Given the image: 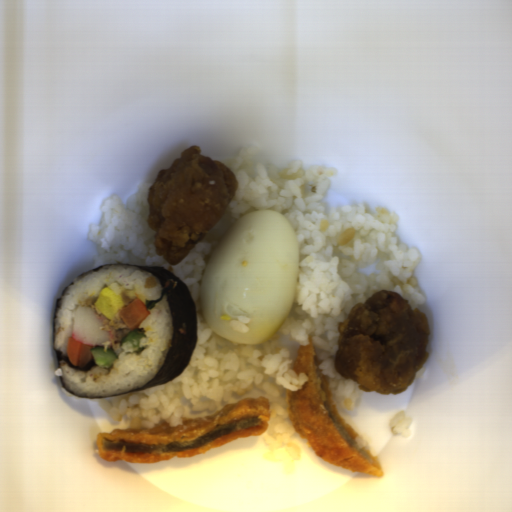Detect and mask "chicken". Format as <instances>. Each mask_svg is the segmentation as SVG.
Segmentation results:
<instances>
[{
  "instance_id": "52989762",
  "label": "chicken",
  "mask_w": 512,
  "mask_h": 512,
  "mask_svg": "<svg viewBox=\"0 0 512 512\" xmlns=\"http://www.w3.org/2000/svg\"><path fill=\"white\" fill-rule=\"evenodd\" d=\"M201 152L196 144L187 148L169 169H159L148 190L155 256H164L171 267L220 223L239 189L226 164Z\"/></svg>"
},
{
  "instance_id": "ae283196",
  "label": "chicken",
  "mask_w": 512,
  "mask_h": 512,
  "mask_svg": "<svg viewBox=\"0 0 512 512\" xmlns=\"http://www.w3.org/2000/svg\"><path fill=\"white\" fill-rule=\"evenodd\" d=\"M334 368L363 392L398 395L415 381L431 354L427 313L393 290L375 291L338 322Z\"/></svg>"
}]
</instances>
